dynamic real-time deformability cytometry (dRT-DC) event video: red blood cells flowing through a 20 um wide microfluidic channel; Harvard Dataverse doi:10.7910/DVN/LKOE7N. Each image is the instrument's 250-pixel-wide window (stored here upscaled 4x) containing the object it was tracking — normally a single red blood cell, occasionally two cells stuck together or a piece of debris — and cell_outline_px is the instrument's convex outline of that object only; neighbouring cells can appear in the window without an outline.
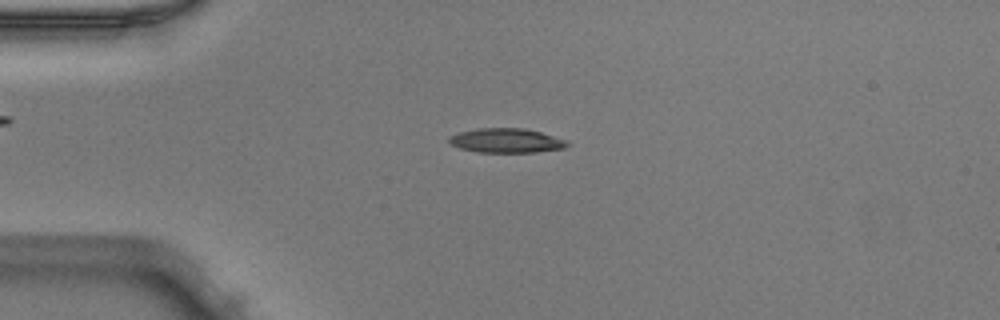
{"species": "Egyptian fruit bat (a non-hibernating species)", "species_latin": "Rousettus aegyptiacus", "temperature_condition": "warm", "stored_images_in_passage": 50, "camera_frame_rate_fps": 3000, "um_per_image_px": 0.085, "animal": {"sex": "male"}, "frame": {"image": 1, "passage_image": 12, "time_ms": 3.667, "image_size_px": [1000, 320], "cell_outline_px": [[568, 144], [564, 148], [536, 152], [476, 152], [460, 148], [452, 144], [448, 140], [448, 136], [460, 132], [476, 128], [524, 128], [540, 132], [568, 140]], "centroid_in_image_um": [43.03, 11.94], "position_along_channel_um": 42.0, "area_um2": 16.76}}
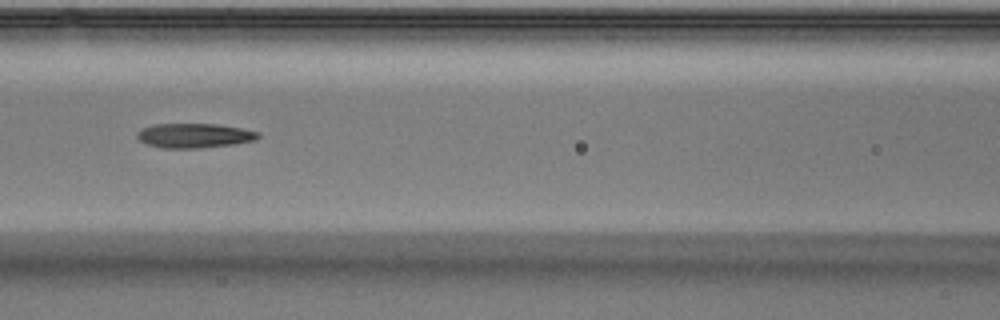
{"frame": {"image": 2, "passage_image": 22, "time_ms": 7.0, "image_size_px": [1000, 320], "cell_outline_px": [[260, 136], [256, 140], [232, 144], [200, 148], [160, 148], [148, 144], [140, 140], [136, 136], [136, 132], [140, 128], [152, 124], [216, 124], [240, 128], [260, 132]], "centroid_in_image_um": [16.48, 11.52], "position_along_channel_um": 150.1, "area_um2": 17.34}}
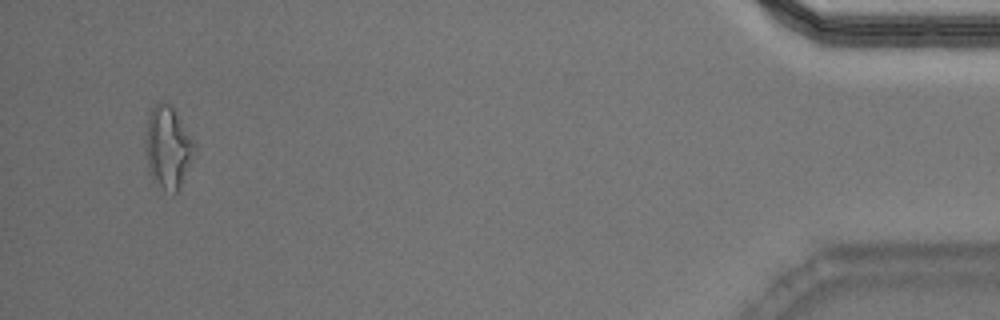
{"frame": {"image": 3, "passage_image": 48, "time_ms": 15.667, "image_size_px": [1000, 320], "cell_outline_px": [[196, 144], [180, 184], [176, 192], [172, 192], [156, 184], [152, 180], [148, 172], [144, 144], [144, 140], [148, 116], [152, 108], [160, 100], [172, 104]], "centroid_in_image_um": [14.21, 12.44], "position_along_channel_um": 421.0, "area_um2": 23.29}, "authors_computed_cell_mechanics": {"area_um2": 17.34, "velocity_mm_per_s": 3.9833, "shape_relaxation_time_tau1_ms": null, "shape_relaxation_time_tau2_ms": 5.2852, "deformation_change_tau1": null, "deformation_change_tau2": 0.1757}}